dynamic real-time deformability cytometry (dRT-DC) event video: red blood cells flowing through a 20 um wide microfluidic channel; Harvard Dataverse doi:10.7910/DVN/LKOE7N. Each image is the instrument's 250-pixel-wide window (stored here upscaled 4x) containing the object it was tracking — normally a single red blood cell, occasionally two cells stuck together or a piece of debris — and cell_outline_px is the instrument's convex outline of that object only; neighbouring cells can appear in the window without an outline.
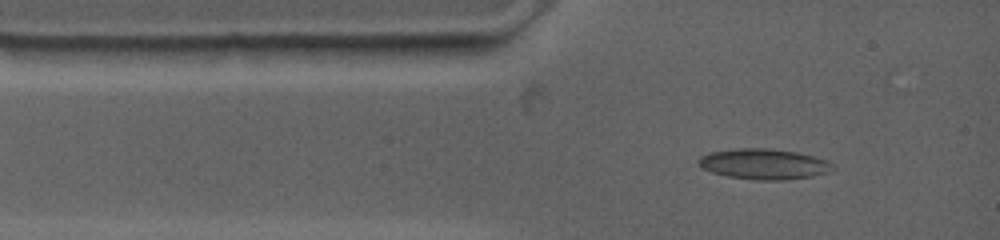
{"species": "common noctule bat (a hibernating species)", "species_latin": "Nyctalus noctula", "temperature_condition": "warm", "stored_images_in_passage": 2, "camera_frame_rate_fps": 4500, "um_per_image_px": 0.085, "animal": {"sex": "female", "body_mass_g": 19.0, "forearm_length_mm": 53.3}, "frame": {"image": 1, "passage_image": 1, "time_ms": 0.0, "image_size_px": [1000, 240], "cell_outline_px": [[832, 164], [824, 172], [808, 176], [780, 180], [760, 180], [728, 176], [712, 172], [704, 168], [700, 164], [700, 156], [708, 152], [736, 148], [768, 148], [796, 152], [828, 160]], "centroid_in_image_um": [64.85, 13.92], "position_along_channel_um": 20.1, "area_um2": 23.18}}